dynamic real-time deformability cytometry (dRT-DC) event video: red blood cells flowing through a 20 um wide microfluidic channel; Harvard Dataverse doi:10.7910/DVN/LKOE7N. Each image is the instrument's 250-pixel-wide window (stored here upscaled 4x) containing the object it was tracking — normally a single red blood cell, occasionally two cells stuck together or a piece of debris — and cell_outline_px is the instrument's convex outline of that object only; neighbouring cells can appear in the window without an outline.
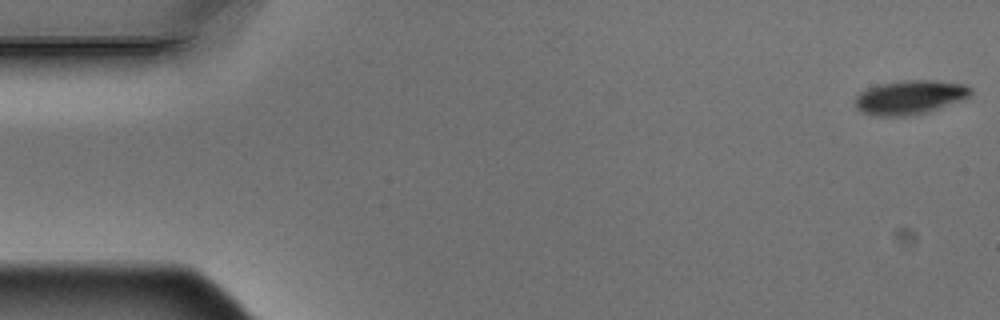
{"species": "Egyptian fruit bat (a non-hibernating species)", "species_latin": "Rousettus aegyptiacus", "temperature_condition": "warm", "stored_images_in_passage": 6, "segment_of_instrument_passage": [1, 2], "camera_frame_rate_fps": 3000, "um_per_image_px": 0.085, "animal": {"sex": "male"}, "frame": {"image": 1, "passage_image": 1, "time_ms": 0.0, "image_size_px": [1000, 320], "cell_outline_px": [[972, 92], [968, 96], [960, 100], [928, 112], [908, 116], [876, 116], [860, 112], [856, 108], [856, 96], [860, 92], [868, 88], [880, 84], [904, 80], [936, 80], [964, 84], [972, 88]], "centroid_in_image_um": [77.32, 8.27], "position_along_channel_um": 7.7, "area_um2": 22.89}}
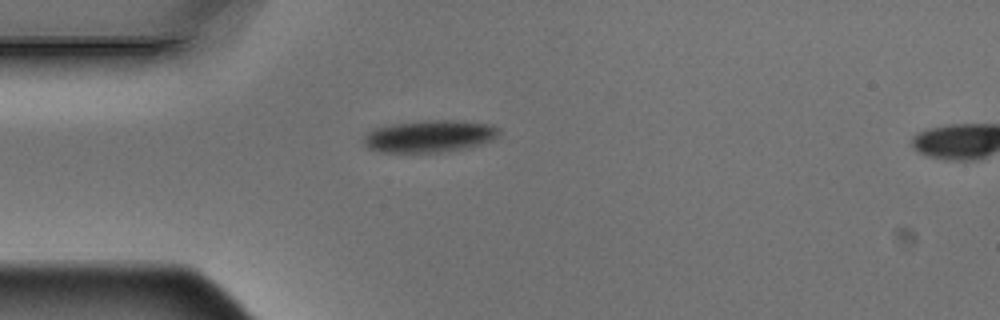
{"frame": {"image": 2, "passage_image": 5, "time_ms": 1.333, "image_size_px": [1000, 320], "cell_outline_px": [[500, 132], [496, 136], [480, 144], [464, 148], [444, 152], [380, 152], [368, 148], [364, 144], [364, 136], [368, 132], [376, 128], [392, 124], [432, 120], [456, 120], [488, 124], [496, 128]], "centroid_in_image_um": [36.46, 11.58], "position_along_channel_um": 48.5, "area_um2": 24.85}}